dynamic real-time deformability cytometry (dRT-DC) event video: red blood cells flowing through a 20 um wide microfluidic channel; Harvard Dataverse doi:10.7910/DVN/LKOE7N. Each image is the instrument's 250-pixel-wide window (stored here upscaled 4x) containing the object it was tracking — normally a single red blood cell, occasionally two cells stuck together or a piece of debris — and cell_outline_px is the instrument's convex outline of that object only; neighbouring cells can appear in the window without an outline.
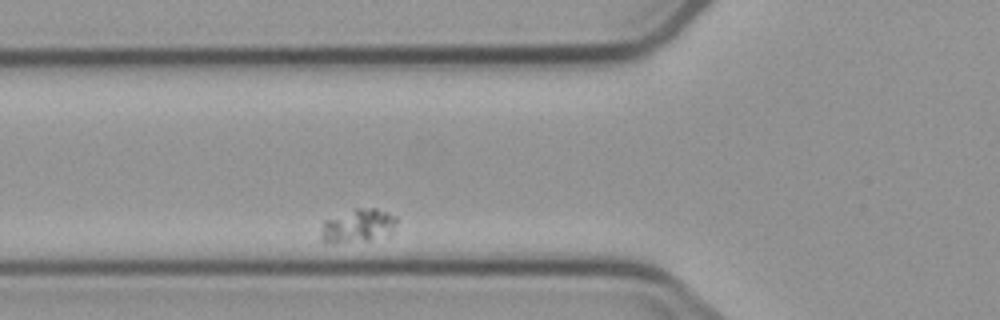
{"species": "common noctule bat (a hibernating species)", "species_latin": "Nyctalus noctula", "temperature_condition": "cold", "stored_images_in_passage": 3, "camera_frame_rate_fps": 3000, "um_per_image_px": 0.085, "animal": {"sex": "male", "body_mass_g": 23.1, "forearm_length_mm": 52.7}, "frame": {"image": 1, "passage_image": 3, "time_ms": 2.333, "image_size_px": [1000, 320], "cell_outline_px": [[396, 224], [388, 236], [368, 240], [324, 240], [320, 236], [324, 220], [356, 208], [376, 208], [388, 212], [396, 216]], "centroid_in_image_um": [30.5, 19.13], "position_along_channel_um": 95.3, "area_um2": 14.16}}